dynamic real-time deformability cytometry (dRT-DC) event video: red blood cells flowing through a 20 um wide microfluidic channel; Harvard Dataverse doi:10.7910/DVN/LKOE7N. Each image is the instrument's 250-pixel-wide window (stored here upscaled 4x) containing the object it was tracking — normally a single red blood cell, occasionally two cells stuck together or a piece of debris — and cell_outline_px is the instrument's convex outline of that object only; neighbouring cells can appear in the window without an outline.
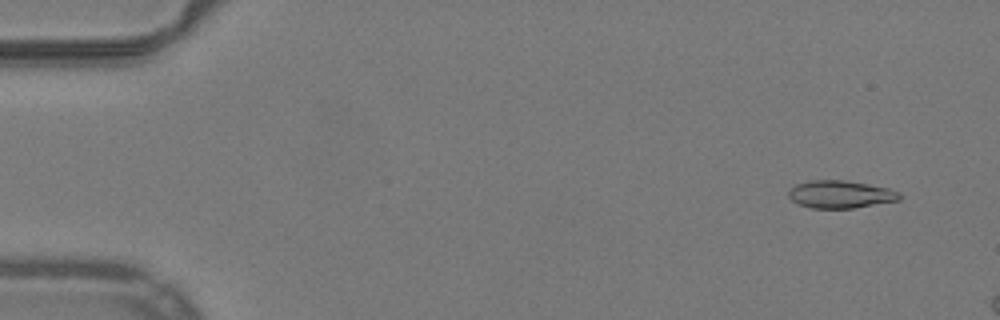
{"species": "common noctule bat (a hibernating species)", "species_latin": "Nyctalus noctula", "temperature_condition": "warm", "stored_images_in_passage": 10, "camera_frame_rate_fps": 3000, "um_per_image_px": 0.085, "animal": {"sex": "male", "body_mass_g": 19.2, "forearm_length_mm": 51.8}, "frame": {"image": 1, "passage_image": 4, "time_ms": 1.0, "image_size_px": [1000, 320], "cell_outline_px": [[900, 200], [852, 208], [812, 208], [796, 204], [788, 196], [788, 192], [796, 184], [808, 180], [844, 180], [868, 184], [888, 188], [900, 192]], "centroid_in_image_um": [71.41, 16.51], "position_along_channel_um": 13.6, "area_um2": 17.86}}